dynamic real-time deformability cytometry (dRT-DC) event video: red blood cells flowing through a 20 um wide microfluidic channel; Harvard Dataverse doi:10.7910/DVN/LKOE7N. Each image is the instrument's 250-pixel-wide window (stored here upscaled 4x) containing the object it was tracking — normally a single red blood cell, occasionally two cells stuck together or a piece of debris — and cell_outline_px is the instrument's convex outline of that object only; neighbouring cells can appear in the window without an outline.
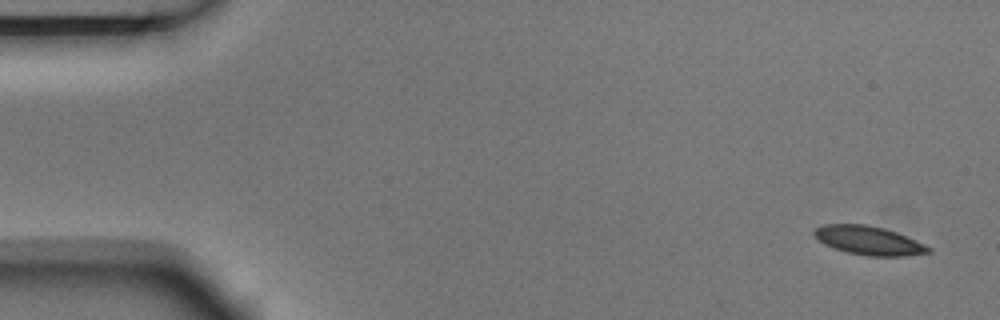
{"species": "Egyptian fruit bat (a non-hibernating species)", "species_latin": "Rousettus aegyptiacus", "temperature_condition": "room temperature", "stored_images_in_passage": 9, "camera_frame_rate_fps": 3000, "um_per_image_px": 0.085, "animal": {"sex": "male"}, "frame": {"image": 1, "passage_image": 1, "time_ms": 0.0, "image_size_px": [1000, 320], "cell_outline_px": [[932, 252], [904, 256], [868, 256], [848, 252], [824, 244], [812, 232], [816, 228], [824, 224], [868, 224], [884, 228], [896, 232], [924, 244], [932, 248]], "centroid_in_image_um": [73.86, 20.44], "position_along_channel_um": 11.1, "area_um2": 18.96}}
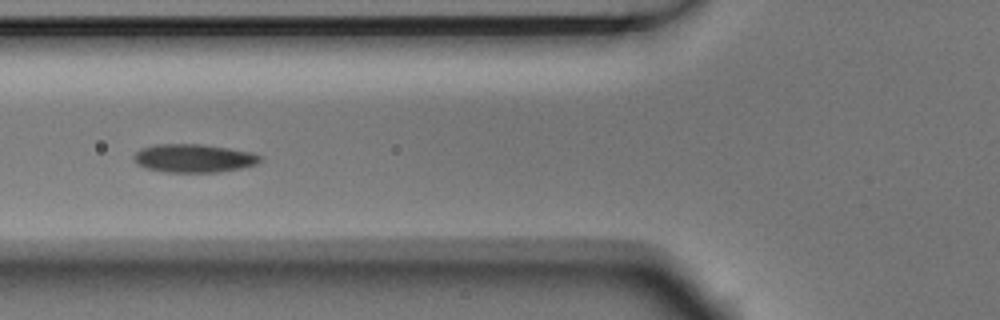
{"frame": {"image": 2, "passage_image": 6, "time_ms": 1.667, "image_size_px": [1000, 320], "cell_outline_px": [[260, 160], [256, 164], [240, 168], [220, 172], [164, 172], [148, 168], [140, 164], [132, 156], [140, 148], [156, 144], [204, 144], [252, 152], [260, 156]], "centroid_in_image_um": [16.47, 13.44], "position_along_channel_um": 109.3, "area_um2": 20.69}}
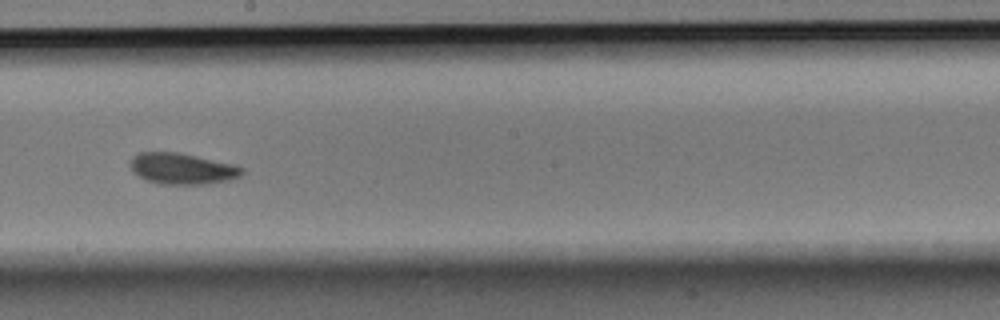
{"frame": {"image": 3, "passage_image": 9, "time_ms": 2.667, "image_size_px": [1000, 320], "cell_outline_px": [[244, 172], [240, 176], [228, 180], [208, 184], [156, 184], [132, 172], [128, 164], [132, 156], [140, 152], [180, 152], [232, 164], [244, 168]], "centroid_in_image_um": [15.45, 14.33], "position_along_channel_um": 232.8, "area_um2": 20.4}}